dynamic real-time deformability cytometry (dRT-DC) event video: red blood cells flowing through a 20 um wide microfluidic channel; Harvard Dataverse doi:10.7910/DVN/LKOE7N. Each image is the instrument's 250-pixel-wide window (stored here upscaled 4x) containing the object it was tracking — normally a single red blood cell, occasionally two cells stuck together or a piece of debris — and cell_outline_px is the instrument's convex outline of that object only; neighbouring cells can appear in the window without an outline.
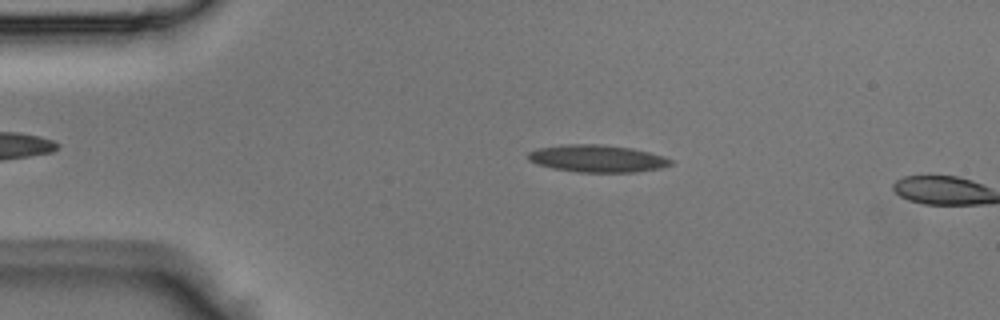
{"species": "Egyptian fruit bat (a non-hibernating species)", "species_latin": "Rousettus aegyptiacus", "temperature_condition": "room temperature", "stored_images_in_passage": 4, "camera_frame_rate_fps": 3000, "um_per_image_px": 0.085, "animal": {"sex": "male"}, "frame": {"image": 1, "passage_image": 3, "time_ms": 0.667, "image_size_px": [1000, 320], "cell_outline_px": [[672, 164], [664, 168], [636, 172], [576, 172], [552, 168], [536, 164], [528, 160], [528, 152], [536, 148], [564, 144], [600, 144], [632, 148], [664, 156], [672, 160]], "centroid_in_image_um": [50.76, 13.48], "position_along_channel_um": 34.2, "area_um2": 22.89}}